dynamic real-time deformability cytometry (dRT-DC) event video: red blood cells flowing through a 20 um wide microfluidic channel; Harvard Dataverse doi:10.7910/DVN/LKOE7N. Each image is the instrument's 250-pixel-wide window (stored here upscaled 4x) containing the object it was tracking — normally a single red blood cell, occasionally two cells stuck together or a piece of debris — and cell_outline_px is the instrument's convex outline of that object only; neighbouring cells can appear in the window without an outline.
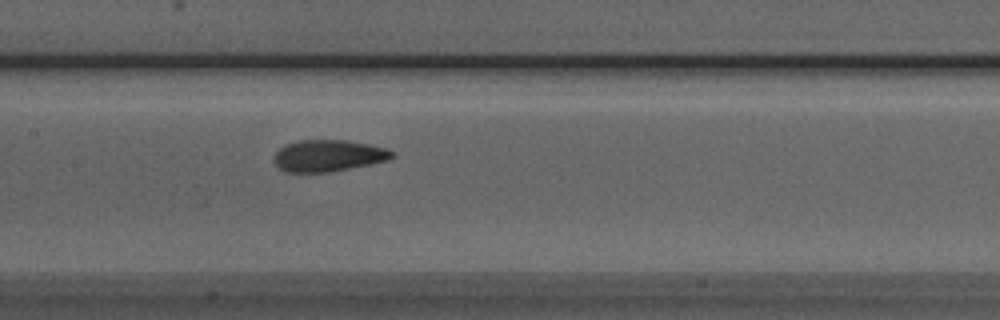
{"species": "Egyptian fruit bat (a non-hibernating species)", "species_latin": "Rousettus aegyptiacus", "temperature_condition": "room temperature", "stored_images_in_passage": 36, "camera_frame_rate_fps": 3000, "um_per_image_px": 0.085, "animal": {"sex": "male"}, "frame": {"image": 1, "passage_image": 9, "time_ms": 2.667, "image_size_px": [1000, 320], "cell_outline_px": [[396, 156], [388, 160], [328, 172], [284, 172], [272, 160], [272, 156], [284, 144], [300, 140], [348, 140], [388, 148], [396, 152]], "centroid_in_image_um": [27.9, 13.22], "position_along_channel_um": 179.5, "area_um2": 21.91}}
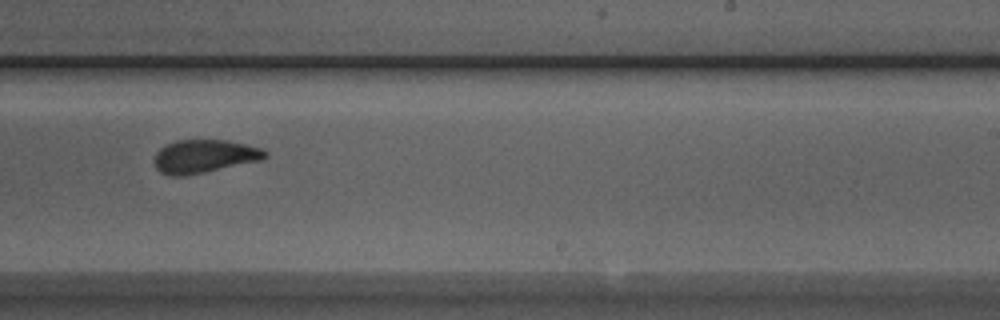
{"frame": {"image": 2, "passage_image": 16, "time_ms": 5.0, "image_size_px": [1000, 320], "cell_outline_px": [[268, 156], [260, 160], [204, 172], [184, 176], [172, 176], [160, 172], [156, 168], [156, 152], [164, 144], [176, 140], [224, 140], [244, 144], [260, 148], [268, 152]], "centroid_in_image_um": [17.34, 13.28], "position_along_channel_um": 271.7, "area_um2": 21.21}}
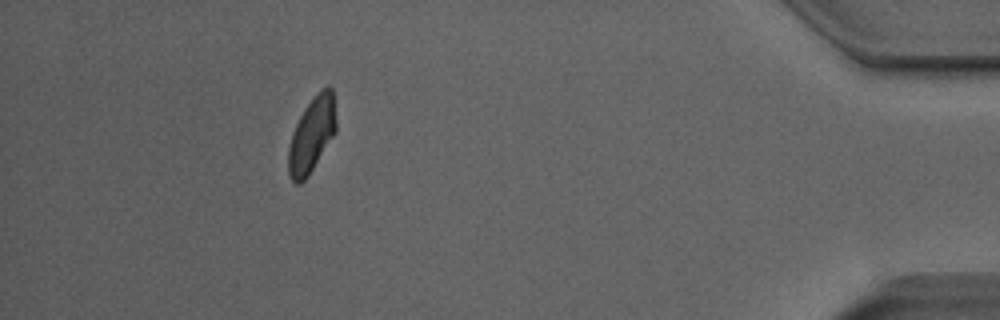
{"frame": {"image": 3, "passage_image": 31, "time_ms": 10.0, "image_size_px": [1000, 320], "cell_outline_px": [[336, 132], [308, 176], [300, 184], [296, 184], [292, 180], [288, 172], [288, 148], [292, 132], [304, 108], [320, 88], [328, 84], [332, 88], [336, 120]], "centroid_in_image_um": [26.5, 11.43], "position_along_channel_um": 408.7, "area_um2": 20.98}}